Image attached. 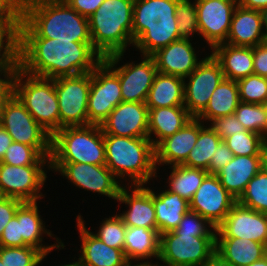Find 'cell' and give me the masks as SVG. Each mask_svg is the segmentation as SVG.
Masks as SVG:
<instances>
[{
	"mask_svg": "<svg viewBox=\"0 0 267 266\" xmlns=\"http://www.w3.org/2000/svg\"><path fill=\"white\" fill-rule=\"evenodd\" d=\"M103 60L92 42L18 38L17 67L27 74L55 79L89 73Z\"/></svg>",
	"mask_w": 267,
	"mask_h": 266,
	"instance_id": "cell-1",
	"label": "cell"
},
{
	"mask_svg": "<svg viewBox=\"0 0 267 266\" xmlns=\"http://www.w3.org/2000/svg\"><path fill=\"white\" fill-rule=\"evenodd\" d=\"M18 38L91 42L88 18L64 0H35L22 6Z\"/></svg>",
	"mask_w": 267,
	"mask_h": 266,
	"instance_id": "cell-2",
	"label": "cell"
},
{
	"mask_svg": "<svg viewBox=\"0 0 267 266\" xmlns=\"http://www.w3.org/2000/svg\"><path fill=\"white\" fill-rule=\"evenodd\" d=\"M179 0H134L132 37L141 55L151 56L181 39L176 19Z\"/></svg>",
	"mask_w": 267,
	"mask_h": 266,
	"instance_id": "cell-3",
	"label": "cell"
},
{
	"mask_svg": "<svg viewBox=\"0 0 267 266\" xmlns=\"http://www.w3.org/2000/svg\"><path fill=\"white\" fill-rule=\"evenodd\" d=\"M105 165L122 183L146 185L157 179L155 147L148 137L104 135ZM121 179V180H120ZM131 182V183H130Z\"/></svg>",
	"mask_w": 267,
	"mask_h": 266,
	"instance_id": "cell-4",
	"label": "cell"
},
{
	"mask_svg": "<svg viewBox=\"0 0 267 266\" xmlns=\"http://www.w3.org/2000/svg\"><path fill=\"white\" fill-rule=\"evenodd\" d=\"M134 0H104L88 18L93 48L105 58L133 47Z\"/></svg>",
	"mask_w": 267,
	"mask_h": 266,
	"instance_id": "cell-5",
	"label": "cell"
},
{
	"mask_svg": "<svg viewBox=\"0 0 267 266\" xmlns=\"http://www.w3.org/2000/svg\"><path fill=\"white\" fill-rule=\"evenodd\" d=\"M105 162L104 135L99 125L65 127L52 136L50 163Z\"/></svg>",
	"mask_w": 267,
	"mask_h": 266,
	"instance_id": "cell-6",
	"label": "cell"
},
{
	"mask_svg": "<svg viewBox=\"0 0 267 266\" xmlns=\"http://www.w3.org/2000/svg\"><path fill=\"white\" fill-rule=\"evenodd\" d=\"M13 94L51 136L60 130L54 79L33 76L16 67Z\"/></svg>",
	"mask_w": 267,
	"mask_h": 266,
	"instance_id": "cell-7",
	"label": "cell"
},
{
	"mask_svg": "<svg viewBox=\"0 0 267 266\" xmlns=\"http://www.w3.org/2000/svg\"><path fill=\"white\" fill-rule=\"evenodd\" d=\"M215 247L216 236L166 232L160 235V263L156 266H201L215 253Z\"/></svg>",
	"mask_w": 267,
	"mask_h": 266,
	"instance_id": "cell-8",
	"label": "cell"
},
{
	"mask_svg": "<svg viewBox=\"0 0 267 266\" xmlns=\"http://www.w3.org/2000/svg\"><path fill=\"white\" fill-rule=\"evenodd\" d=\"M0 125L13 142L33 146L43 156H51L52 136L37 123L14 94L4 104Z\"/></svg>",
	"mask_w": 267,
	"mask_h": 266,
	"instance_id": "cell-9",
	"label": "cell"
},
{
	"mask_svg": "<svg viewBox=\"0 0 267 266\" xmlns=\"http://www.w3.org/2000/svg\"><path fill=\"white\" fill-rule=\"evenodd\" d=\"M58 99L60 129L89 125L87 103L91 72L54 79Z\"/></svg>",
	"mask_w": 267,
	"mask_h": 266,
	"instance_id": "cell-10",
	"label": "cell"
},
{
	"mask_svg": "<svg viewBox=\"0 0 267 266\" xmlns=\"http://www.w3.org/2000/svg\"><path fill=\"white\" fill-rule=\"evenodd\" d=\"M141 61L117 64L124 58V52L103 58V61L118 75L123 102H146L149 90L157 73L152 56L141 55Z\"/></svg>",
	"mask_w": 267,
	"mask_h": 266,
	"instance_id": "cell-11",
	"label": "cell"
},
{
	"mask_svg": "<svg viewBox=\"0 0 267 266\" xmlns=\"http://www.w3.org/2000/svg\"><path fill=\"white\" fill-rule=\"evenodd\" d=\"M123 102L118 75L102 60L91 72L87 113L89 125H101Z\"/></svg>",
	"mask_w": 267,
	"mask_h": 266,
	"instance_id": "cell-12",
	"label": "cell"
},
{
	"mask_svg": "<svg viewBox=\"0 0 267 266\" xmlns=\"http://www.w3.org/2000/svg\"><path fill=\"white\" fill-rule=\"evenodd\" d=\"M46 168L50 171V165L13 166L0 162L2 196L22 202L41 200L45 197L41 190L48 178Z\"/></svg>",
	"mask_w": 267,
	"mask_h": 266,
	"instance_id": "cell-13",
	"label": "cell"
},
{
	"mask_svg": "<svg viewBox=\"0 0 267 266\" xmlns=\"http://www.w3.org/2000/svg\"><path fill=\"white\" fill-rule=\"evenodd\" d=\"M53 169V170H52ZM50 170L60 173L75 187L92 191L117 200L124 184L116 178L106 165L88 163H50Z\"/></svg>",
	"mask_w": 267,
	"mask_h": 266,
	"instance_id": "cell-14",
	"label": "cell"
},
{
	"mask_svg": "<svg viewBox=\"0 0 267 266\" xmlns=\"http://www.w3.org/2000/svg\"><path fill=\"white\" fill-rule=\"evenodd\" d=\"M224 79L222 67L211 53L184 78V107L192 117L196 118L206 108L213 91Z\"/></svg>",
	"mask_w": 267,
	"mask_h": 266,
	"instance_id": "cell-15",
	"label": "cell"
},
{
	"mask_svg": "<svg viewBox=\"0 0 267 266\" xmlns=\"http://www.w3.org/2000/svg\"><path fill=\"white\" fill-rule=\"evenodd\" d=\"M200 36L212 50L225 43L238 0H194Z\"/></svg>",
	"mask_w": 267,
	"mask_h": 266,
	"instance_id": "cell-16",
	"label": "cell"
},
{
	"mask_svg": "<svg viewBox=\"0 0 267 266\" xmlns=\"http://www.w3.org/2000/svg\"><path fill=\"white\" fill-rule=\"evenodd\" d=\"M189 203L190 210L217 228L237 200L222 186L217 175L208 174Z\"/></svg>",
	"mask_w": 267,
	"mask_h": 266,
	"instance_id": "cell-17",
	"label": "cell"
},
{
	"mask_svg": "<svg viewBox=\"0 0 267 266\" xmlns=\"http://www.w3.org/2000/svg\"><path fill=\"white\" fill-rule=\"evenodd\" d=\"M216 238L250 239L267 246V214L236 203L216 228Z\"/></svg>",
	"mask_w": 267,
	"mask_h": 266,
	"instance_id": "cell-18",
	"label": "cell"
},
{
	"mask_svg": "<svg viewBox=\"0 0 267 266\" xmlns=\"http://www.w3.org/2000/svg\"><path fill=\"white\" fill-rule=\"evenodd\" d=\"M146 102H120L100 125L103 135L148 137Z\"/></svg>",
	"mask_w": 267,
	"mask_h": 266,
	"instance_id": "cell-19",
	"label": "cell"
},
{
	"mask_svg": "<svg viewBox=\"0 0 267 266\" xmlns=\"http://www.w3.org/2000/svg\"><path fill=\"white\" fill-rule=\"evenodd\" d=\"M116 202H119L120 205L123 203L127 205L126 208L128 207L126 211L118 212L127 227L157 229L153 189L146 185H128V187L124 185L120 189Z\"/></svg>",
	"mask_w": 267,
	"mask_h": 266,
	"instance_id": "cell-20",
	"label": "cell"
},
{
	"mask_svg": "<svg viewBox=\"0 0 267 266\" xmlns=\"http://www.w3.org/2000/svg\"><path fill=\"white\" fill-rule=\"evenodd\" d=\"M204 122L197 118L189 120L179 131L166 137L155 147V165H182L197 142L199 131Z\"/></svg>",
	"mask_w": 267,
	"mask_h": 266,
	"instance_id": "cell-21",
	"label": "cell"
},
{
	"mask_svg": "<svg viewBox=\"0 0 267 266\" xmlns=\"http://www.w3.org/2000/svg\"><path fill=\"white\" fill-rule=\"evenodd\" d=\"M191 41L181 38L152 54L157 72L185 78L195 70L204 58L199 60Z\"/></svg>",
	"mask_w": 267,
	"mask_h": 266,
	"instance_id": "cell-22",
	"label": "cell"
},
{
	"mask_svg": "<svg viewBox=\"0 0 267 266\" xmlns=\"http://www.w3.org/2000/svg\"><path fill=\"white\" fill-rule=\"evenodd\" d=\"M80 213L76 216L81 253L78 260L82 266H122L126 261L124 251L107 246L85 224Z\"/></svg>",
	"mask_w": 267,
	"mask_h": 266,
	"instance_id": "cell-23",
	"label": "cell"
},
{
	"mask_svg": "<svg viewBox=\"0 0 267 266\" xmlns=\"http://www.w3.org/2000/svg\"><path fill=\"white\" fill-rule=\"evenodd\" d=\"M267 164V155L234 156L216 175L222 186L238 200L249 181Z\"/></svg>",
	"mask_w": 267,
	"mask_h": 266,
	"instance_id": "cell-24",
	"label": "cell"
},
{
	"mask_svg": "<svg viewBox=\"0 0 267 266\" xmlns=\"http://www.w3.org/2000/svg\"><path fill=\"white\" fill-rule=\"evenodd\" d=\"M38 202H23L15 212L20 223L21 235L23 240L32 247L41 250L44 254H49L54 249H64L65 244L60 238L53 237L52 231L46 229V224L43 217L40 215ZM44 234L48 237H53L56 242L51 245H44L42 242Z\"/></svg>",
	"mask_w": 267,
	"mask_h": 266,
	"instance_id": "cell-25",
	"label": "cell"
},
{
	"mask_svg": "<svg viewBox=\"0 0 267 266\" xmlns=\"http://www.w3.org/2000/svg\"><path fill=\"white\" fill-rule=\"evenodd\" d=\"M267 42L259 10L241 7L234 11L228 38L225 43L233 46L255 47Z\"/></svg>",
	"mask_w": 267,
	"mask_h": 266,
	"instance_id": "cell-26",
	"label": "cell"
},
{
	"mask_svg": "<svg viewBox=\"0 0 267 266\" xmlns=\"http://www.w3.org/2000/svg\"><path fill=\"white\" fill-rule=\"evenodd\" d=\"M148 109V138L154 147H156L166 137H169L179 131L189 120L193 118L184 106Z\"/></svg>",
	"mask_w": 267,
	"mask_h": 266,
	"instance_id": "cell-27",
	"label": "cell"
},
{
	"mask_svg": "<svg viewBox=\"0 0 267 266\" xmlns=\"http://www.w3.org/2000/svg\"><path fill=\"white\" fill-rule=\"evenodd\" d=\"M210 52L220 63L225 79L238 81L254 74L253 47L222 43Z\"/></svg>",
	"mask_w": 267,
	"mask_h": 266,
	"instance_id": "cell-28",
	"label": "cell"
},
{
	"mask_svg": "<svg viewBox=\"0 0 267 266\" xmlns=\"http://www.w3.org/2000/svg\"><path fill=\"white\" fill-rule=\"evenodd\" d=\"M154 191L153 204L155 208L158 233L174 231L183 215L190 210V203L180 195L169 190Z\"/></svg>",
	"mask_w": 267,
	"mask_h": 266,
	"instance_id": "cell-29",
	"label": "cell"
},
{
	"mask_svg": "<svg viewBox=\"0 0 267 266\" xmlns=\"http://www.w3.org/2000/svg\"><path fill=\"white\" fill-rule=\"evenodd\" d=\"M159 244L160 234L157 229L127 227L124 255L127 261H142L156 266L159 257ZM151 258L157 259V262L152 263Z\"/></svg>",
	"mask_w": 267,
	"mask_h": 266,
	"instance_id": "cell-30",
	"label": "cell"
},
{
	"mask_svg": "<svg viewBox=\"0 0 267 266\" xmlns=\"http://www.w3.org/2000/svg\"><path fill=\"white\" fill-rule=\"evenodd\" d=\"M215 252L233 266H249L267 255V246L250 239L216 238Z\"/></svg>",
	"mask_w": 267,
	"mask_h": 266,
	"instance_id": "cell-31",
	"label": "cell"
},
{
	"mask_svg": "<svg viewBox=\"0 0 267 266\" xmlns=\"http://www.w3.org/2000/svg\"><path fill=\"white\" fill-rule=\"evenodd\" d=\"M146 105L148 108L184 106V78L157 72Z\"/></svg>",
	"mask_w": 267,
	"mask_h": 266,
	"instance_id": "cell-32",
	"label": "cell"
},
{
	"mask_svg": "<svg viewBox=\"0 0 267 266\" xmlns=\"http://www.w3.org/2000/svg\"><path fill=\"white\" fill-rule=\"evenodd\" d=\"M239 102L237 81L224 79L213 91L206 108L196 118L208 124L215 118L234 114Z\"/></svg>",
	"mask_w": 267,
	"mask_h": 266,
	"instance_id": "cell-33",
	"label": "cell"
},
{
	"mask_svg": "<svg viewBox=\"0 0 267 266\" xmlns=\"http://www.w3.org/2000/svg\"><path fill=\"white\" fill-rule=\"evenodd\" d=\"M171 173L167 178V190L180 195L188 202L202 184L204 178L209 174L207 170L200 168H191L184 165H175L168 167Z\"/></svg>",
	"mask_w": 267,
	"mask_h": 266,
	"instance_id": "cell-34",
	"label": "cell"
},
{
	"mask_svg": "<svg viewBox=\"0 0 267 266\" xmlns=\"http://www.w3.org/2000/svg\"><path fill=\"white\" fill-rule=\"evenodd\" d=\"M221 141V137L209 124L204 126L199 131L197 142L182 165L208 170L212 155Z\"/></svg>",
	"mask_w": 267,
	"mask_h": 266,
	"instance_id": "cell-35",
	"label": "cell"
},
{
	"mask_svg": "<svg viewBox=\"0 0 267 266\" xmlns=\"http://www.w3.org/2000/svg\"><path fill=\"white\" fill-rule=\"evenodd\" d=\"M237 203L267 214V164L249 181Z\"/></svg>",
	"mask_w": 267,
	"mask_h": 266,
	"instance_id": "cell-36",
	"label": "cell"
},
{
	"mask_svg": "<svg viewBox=\"0 0 267 266\" xmlns=\"http://www.w3.org/2000/svg\"><path fill=\"white\" fill-rule=\"evenodd\" d=\"M223 141L234 156L267 155V140L259 133L239 131Z\"/></svg>",
	"mask_w": 267,
	"mask_h": 266,
	"instance_id": "cell-37",
	"label": "cell"
},
{
	"mask_svg": "<svg viewBox=\"0 0 267 266\" xmlns=\"http://www.w3.org/2000/svg\"><path fill=\"white\" fill-rule=\"evenodd\" d=\"M50 157L43 156L33 146L12 142L0 162L13 166L50 165Z\"/></svg>",
	"mask_w": 267,
	"mask_h": 266,
	"instance_id": "cell-38",
	"label": "cell"
},
{
	"mask_svg": "<svg viewBox=\"0 0 267 266\" xmlns=\"http://www.w3.org/2000/svg\"><path fill=\"white\" fill-rule=\"evenodd\" d=\"M234 114L243 127L267 140V116L261 104L239 102Z\"/></svg>",
	"mask_w": 267,
	"mask_h": 266,
	"instance_id": "cell-39",
	"label": "cell"
},
{
	"mask_svg": "<svg viewBox=\"0 0 267 266\" xmlns=\"http://www.w3.org/2000/svg\"><path fill=\"white\" fill-rule=\"evenodd\" d=\"M41 250L32 247L0 246V259L4 266H39L47 258Z\"/></svg>",
	"mask_w": 267,
	"mask_h": 266,
	"instance_id": "cell-40",
	"label": "cell"
},
{
	"mask_svg": "<svg viewBox=\"0 0 267 266\" xmlns=\"http://www.w3.org/2000/svg\"><path fill=\"white\" fill-rule=\"evenodd\" d=\"M104 219H102L98 230L95 233L93 232V234L107 246L124 251L127 226L117 213Z\"/></svg>",
	"mask_w": 267,
	"mask_h": 266,
	"instance_id": "cell-41",
	"label": "cell"
},
{
	"mask_svg": "<svg viewBox=\"0 0 267 266\" xmlns=\"http://www.w3.org/2000/svg\"><path fill=\"white\" fill-rule=\"evenodd\" d=\"M241 102L262 104L267 99V77L251 74L237 81Z\"/></svg>",
	"mask_w": 267,
	"mask_h": 266,
	"instance_id": "cell-42",
	"label": "cell"
},
{
	"mask_svg": "<svg viewBox=\"0 0 267 266\" xmlns=\"http://www.w3.org/2000/svg\"><path fill=\"white\" fill-rule=\"evenodd\" d=\"M20 30H0V73H15Z\"/></svg>",
	"mask_w": 267,
	"mask_h": 266,
	"instance_id": "cell-43",
	"label": "cell"
},
{
	"mask_svg": "<svg viewBox=\"0 0 267 266\" xmlns=\"http://www.w3.org/2000/svg\"><path fill=\"white\" fill-rule=\"evenodd\" d=\"M179 0L176 7L177 27L181 38L194 37L199 35L197 10L194 1Z\"/></svg>",
	"mask_w": 267,
	"mask_h": 266,
	"instance_id": "cell-44",
	"label": "cell"
},
{
	"mask_svg": "<svg viewBox=\"0 0 267 266\" xmlns=\"http://www.w3.org/2000/svg\"><path fill=\"white\" fill-rule=\"evenodd\" d=\"M173 232L175 234H194V236H216V228L192 210L183 215Z\"/></svg>",
	"mask_w": 267,
	"mask_h": 266,
	"instance_id": "cell-45",
	"label": "cell"
},
{
	"mask_svg": "<svg viewBox=\"0 0 267 266\" xmlns=\"http://www.w3.org/2000/svg\"><path fill=\"white\" fill-rule=\"evenodd\" d=\"M21 22L20 0H0V30H20Z\"/></svg>",
	"mask_w": 267,
	"mask_h": 266,
	"instance_id": "cell-46",
	"label": "cell"
},
{
	"mask_svg": "<svg viewBox=\"0 0 267 266\" xmlns=\"http://www.w3.org/2000/svg\"><path fill=\"white\" fill-rule=\"evenodd\" d=\"M209 126L221 137L222 141L233 134L239 133V131H246L235 114L215 118Z\"/></svg>",
	"mask_w": 267,
	"mask_h": 266,
	"instance_id": "cell-47",
	"label": "cell"
},
{
	"mask_svg": "<svg viewBox=\"0 0 267 266\" xmlns=\"http://www.w3.org/2000/svg\"><path fill=\"white\" fill-rule=\"evenodd\" d=\"M0 246L3 247H24L29 246L22 238L20 223L14 215L3 230L0 238Z\"/></svg>",
	"mask_w": 267,
	"mask_h": 266,
	"instance_id": "cell-48",
	"label": "cell"
},
{
	"mask_svg": "<svg viewBox=\"0 0 267 266\" xmlns=\"http://www.w3.org/2000/svg\"><path fill=\"white\" fill-rule=\"evenodd\" d=\"M233 157L232 151L221 141L212 155L207 172L216 175Z\"/></svg>",
	"mask_w": 267,
	"mask_h": 266,
	"instance_id": "cell-49",
	"label": "cell"
},
{
	"mask_svg": "<svg viewBox=\"0 0 267 266\" xmlns=\"http://www.w3.org/2000/svg\"><path fill=\"white\" fill-rule=\"evenodd\" d=\"M22 203V201L15 198L2 197L0 199V238L4 228L15 215L16 210Z\"/></svg>",
	"mask_w": 267,
	"mask_h": 266,
	"instance_id": "cell-50",
	"label": "cell"
},
{
	"mask_svg": "<svg viewBox=\"0 0 267 266\" xmlns=\"http://www.w3.org/2000/svg\"><path fill=\"white\" fill-rule=\"evenodd\" d=\"M254 74L267 77V42L253 47Z\"/></svg>",
	"mask_w": 267,
	"mask_h": 266,
	"instance_id": "cell-51",
	"label": "cell"
},
{
	"mask_svg": "<svg viewBox=\"0 0 267 266\" xmlns=\"http://www.w3.org/2000/svg\"><path fill=\"white\" fill-rule=\"evenodd\" d=\"M71 8L82 16L89 18L104 0H64Z\"/></svg>",
	"mask_w": 267,
	"mask_h": 266,
	"instance_id": "cell-52",
	"label": "cell"
},
{
	"mask_svg": "<svg viewBox=\"0 0 267 266\" xmlns=\"http://www.w3.org/2000/svg\"><path fill=\"white\" fill-rule=\"evenodd\" d=\"M15 73H0V115L5 102L13 95Z\"/></svg>",
	"mask_w": 267,
	"mask_h": 266,
	"instance_id": "cell-53",
	"label": "cell"
},
{
	"mask_svg": "<svg viewBox=\"0 0 267 266\" xmlns=\"http://www.w3.org/2000/svg\"><path fill=\"white\" fill-rule=\"evenodd\" d=\"M12 137L8 132L0 125V161L3 159L7 148L12 143Z\"/></svg>",
	"mask_w": 267,
	"mask_h": 266,
	"instance_id": "cell-54",
	"label": "cell"
},
{
	"mask_svg": "<svg viewBox=\"0 0 267 266\" xmlns=\"http://www.w3.org/2000/svg\"><path fill=\"white\" fill-rule=\"evenodd\" d=\"M238 4L243 8L260 11L267 7V0H238Z\"/></svg>",
	"mask_w": 267,
	"mask_h": 266,
	"instance_id": "cell-55",
	"label": "cell"
},
{
	"mask_svg": "<svg viewBox=\"0 0 267 266\" xmlns=\"http://www.w3.org/2000/svg\"><path fill=\"white\" fill-rule=\"evenodd\" d=\"M201 266H233V265L225 261L217 252H215Z\"/></svg>",
	"mask_w": 267,
	"mask_h": 266,
	"instance_id": "cell-56",
	"label": "cell"
},
{
	"mask_svg": "<svg viewBox=\"0 0 267 266\" xmlns=\"http://www.w3.org/2000/svg\"><path fill=\"white\" fill-rule=\"evenodd\" d=\"M262 26L265 33V37L267 38V7L260 10Z\"/></svg>",
	"mask_w": 267,
	"mask_h": 266,
	"instance_id": "cell-57",
	"label": "cell"
},
{
	"mask_svg": "<svg viewBox=\"0 0 267 266\" xmlns=\"http://www.w3.org/2000/svg\"><path fill=\"white\" fill-rule=\"evenodd\" d=\"M135 261H126L122 266H153L152 264L146 263V262H137V264Z\"/></svg>",
	"mask_w": 267,
	"mask_h": 266,
	"instance_id": "cell-58",
	"label": "cell"
},
{
	"mask_svg": "<svg viewBox=\"0 0 267 266\" xmlns=\"http://www.w3.org/2000/svg\"><path fill=\"white\" fill-rule=\"evenodd\" d=\"M249 266H267V255H265L262 259L253 262Z\"/></svg>",
	"mask_w": 267,
	"mask_h": 266,
	"instance_id": "cell-59",
	"label": "cell"
},
{
	"mask_svg": "<svg viewBox=\"0 0 267 266\" xmlns=\"http://www.w3.org/2000/svg\"><path fill=\"white\" fill-rule=\"evenodd\" d=\"M56 266H82V265H81L80 261L77 259V261H75V262L73 260L72 263L69 262L67 264H61V265H56Z\"/></svg>",
	"mask_w": 267,
	"mask_h": 266,
	"instance_id": "cell-60",
	"label": "cell"
},
{
	"mask_svg": "<svg viewBox=\"0 0 267 266\" xmlns=\"http://www.w3.org/2000/svg\"><path fill=\"white\" fill-rule=\"evenodd\" d=\"M261 105H262V107L264 109V112H265V114L267 116V99Z\"/></svg>",
	"mask_w": 267,
	"mask_h": 266,
	"instance_id": "cell-61",
	"label": "cell"
},
{
	"mask_svg": "<svg viewBox=\"0 0 267 266\" xmlns=\"http://www.w3.org/2000/svg\"><path fill=\"white\" fill-rule=\"evenodd\" d=\"M32 1H35V0H20V3H21L22 6H24L25 4H28V3L32 2Z\"/></svg>",
	"mask_w": 267,
	"mask_h": 266,
	"instance_id": "cell-62",
	"label": "cell"
},
{
	"mask_svg": "<svg viewBox=\"0 0 267 266\" xmlns=\"http://www.w3.org/2000/svg\"><path fill=\"white\" fill-rule=\"evenodd\" d=\"M0 266H4L3 263H2V261H1V259H0Z\"/></svg>",
	"mask_w": 267,
	"mask_h": 266,
	"instance_id": "cell-63",
	"label": "cell"
}]
</instances>
